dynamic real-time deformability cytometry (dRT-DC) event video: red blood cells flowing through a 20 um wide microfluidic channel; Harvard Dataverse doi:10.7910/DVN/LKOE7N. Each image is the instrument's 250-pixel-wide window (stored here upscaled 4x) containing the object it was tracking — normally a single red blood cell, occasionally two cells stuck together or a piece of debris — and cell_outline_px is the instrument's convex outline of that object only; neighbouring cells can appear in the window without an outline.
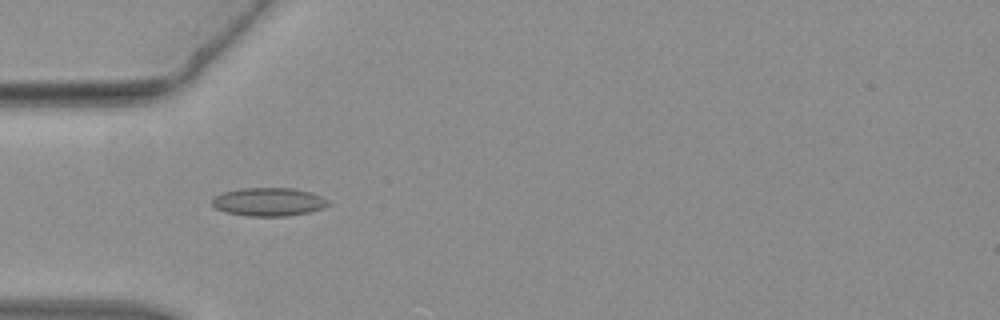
{"species": "common noctule bat (a hibernating species)", "species_latin": "Nyctalus noctula", "temperature_condition": "warm", "stored_images_in_passage": 32, "camera_frame_rate_fps": 3000, "um_per_image_px": 0.085, "animal": {"sex": "female", "body_mass_g": 19.3, "forearm_length_mm": 54.1}, "frame": {"image": 1, "passage_image": 1, "time_ms": 0.0, "image_size_px": [1000, 320], "cell_outline_px": [[332, 204], [324, 208], [308, 212], [288, 216], [248, 216], [224, 212], [216, 208], [212, 204], [212, 200], [216, 196], [224, 192], [240, 188], [292, 188], [312, 192], [328, 200]], "centroid_in_image_um": [22.87, 17.16], "position_along_channel_um": 62.1, "area_um2": 19.25}}
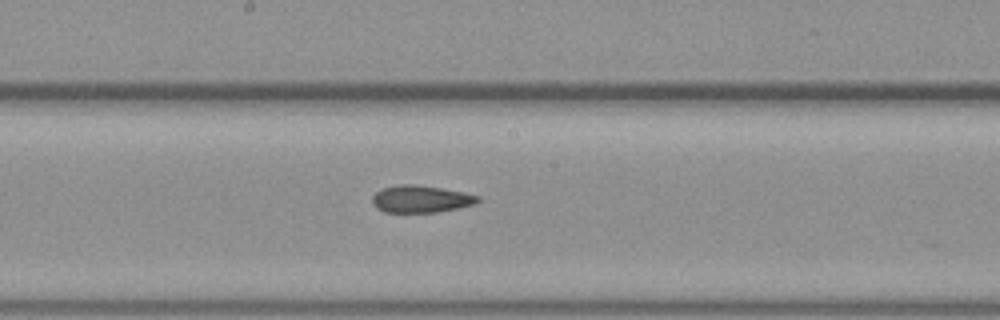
{"frame": {"image": 2, "passage_image": 11, "time_ms": 3.333, "image_size_px": [1000, 320], "cell_outline_px": [[480, 200], [476, 204], [436, 212], [384, 212], [376, 208], [372, 204], [372, 196], [380, 188], [400, 184], [416, 184], [464, 192], [480, 196]], "centroid_in_image_um": [35.74, 16.91], "position_along_channel_um": 212.5, "area_um2": 16.82}}
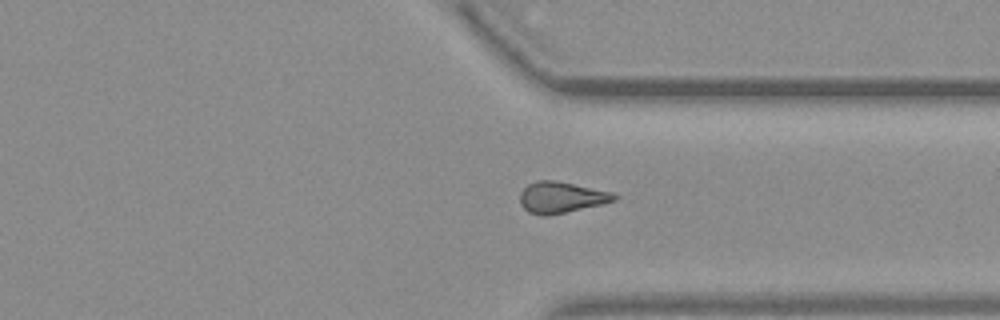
{"frame": {"image": 3, "passage_image": 21, "time_ms": 6.667, "image_size_px": [1000, 320], "cell_outline_px": [[620, 196], [616, 200], [604, 204], [548, 216], [544, 216], [528, 212], [520, 204], [520, 192], [528, 184], [536, 180], [556, 180], [612, 192]], "centroid_in_image_um": [47.72, 16.78], "position_along_channel_um": 363.7, "area_um2": 17.34}}